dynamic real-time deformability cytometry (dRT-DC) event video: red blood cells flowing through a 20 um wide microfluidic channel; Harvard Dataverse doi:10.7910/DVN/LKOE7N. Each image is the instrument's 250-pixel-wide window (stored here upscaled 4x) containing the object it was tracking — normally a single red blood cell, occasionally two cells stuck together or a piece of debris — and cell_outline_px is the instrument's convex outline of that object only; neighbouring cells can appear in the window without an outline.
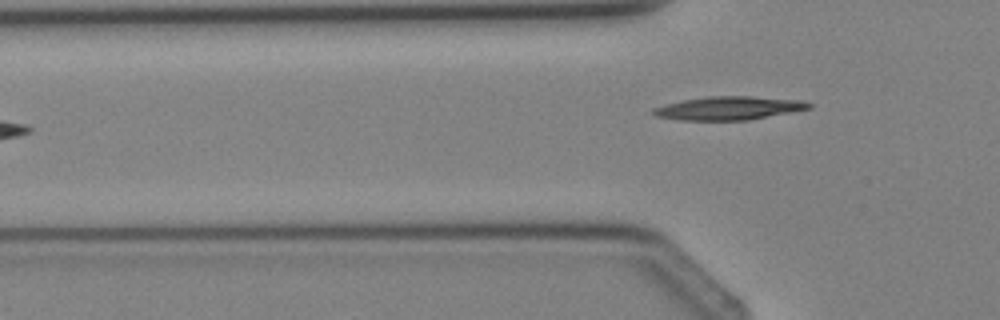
{"species": "Egyptian fruit bat (a non-hibernating species)", "species_latin": "Rousettus aegyptiacus", "temperature_condition": "cold", "stored_images_in_passage": 7, "segment_of_instrument_passage": [1, 2], "camera_frame_rate_fps": 3000, "um_per_image_px": 0.085, "animal": {"sex": "female"}, "frame": {"image": 1, "passage_image": 5, "time_ms": 4.667, "image_size_px": [1000, 320], "cell_outline_px": [[812, 108], [792, 112], [748, 120], [680, 120], [656, 116], [652, 112], [652, 108], [680, 100], [708, 96], [752, 96], [800, 100], [812, 104]], "centroid_in_image_um": [61.94, 9.19], "position_along_channel_um": 63.9, "area_um2": 21.27}}
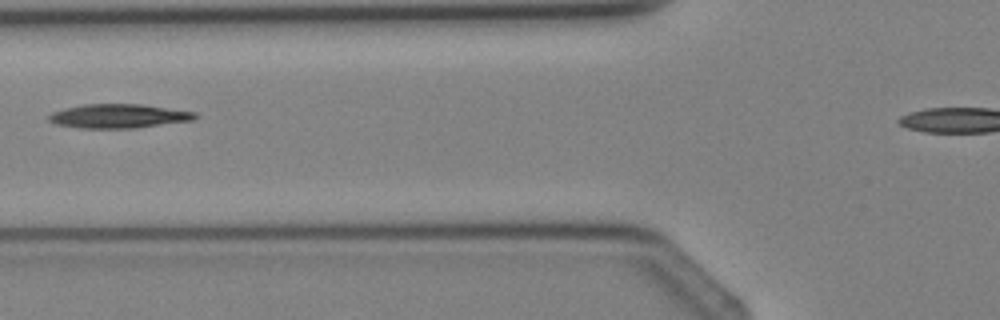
{"frame": {"image": 2, "passage_image": 6, "time_ms": 5.667, "image_size_px": [1000, 320], "cell_outline_px": [[196, 120], [136, 128], [80, 128], [56, 124], [48, 120], [48, 116], [52, 112], [64, 108], [84, 104], [140, 104], [196, 112]], "centroid_in_image_um": [10.08, 9.87], "position_along_channel_um": 115.7, "area_um2": 20.52}}